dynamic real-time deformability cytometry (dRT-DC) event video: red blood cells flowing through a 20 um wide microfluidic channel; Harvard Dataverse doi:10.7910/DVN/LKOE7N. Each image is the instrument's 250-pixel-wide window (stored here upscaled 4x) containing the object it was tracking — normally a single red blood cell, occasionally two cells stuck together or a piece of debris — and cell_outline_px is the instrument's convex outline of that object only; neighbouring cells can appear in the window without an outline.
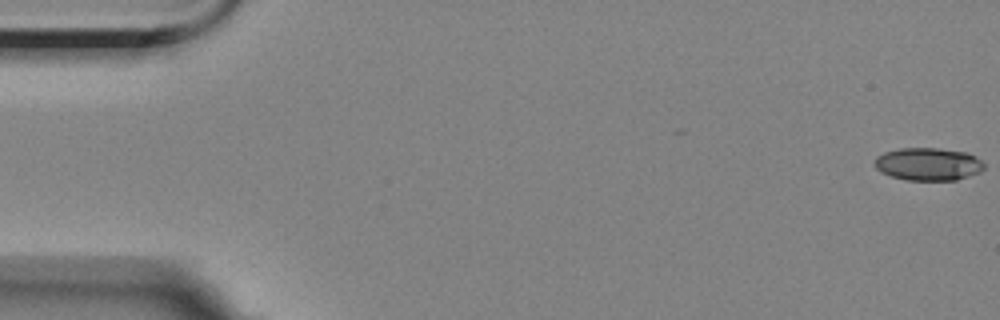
{"species": "Egyptian fruit bat (a non-hibernating species)", "species_latin": "Rousettus aegyptiacus", "temperature_condition": "room temperature", "stored_images_in_passage": 45, "camera_frame_rate_fps": 3000, "um_per_image_px": 0.085, "animal": {"sex": "female"}, "frame": {"image": 1, "passage_image": 1, "time_ms": 0.0, "image_size_px": [1000, 320], "cell_outline_px": [[984, 168], [980, 172], [956, 180], [908, 180], [892, 176], [880, 172], [872, 164], [872, 160], [876, 156], [884, 152], [900, 148], [940, 148], [968, 152], [976, 156], [984, 164]], "centroid_in_image_um": [78.87, 13.94], "position_along_channel_um": 6.1, "area_um2": 21.15}}
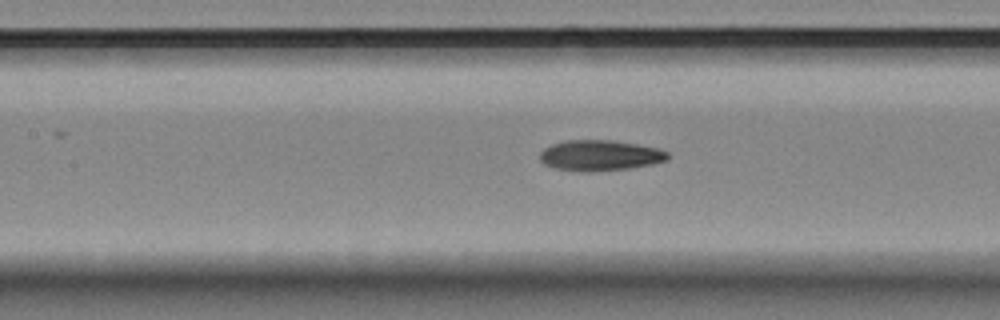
{"frame": {"image": 2, "passage_image": 25, "time_ms": 8.0, "image_size_px": [1000, 320], "cell_outline_px": [[668, 160], [652, 164], [632, 168], [592, 172], [580, 172], [552, 168], [544, 164], [540, 160], [540, 152], [544, 148], [552, 144], [564, 140], [612, 140], [636, 144], [656, 148], [668, 152]], "centroid_in_image_um": [50.96, 13.22], "position_along_channel_um": 156.4, "area_um2": 23.06}}
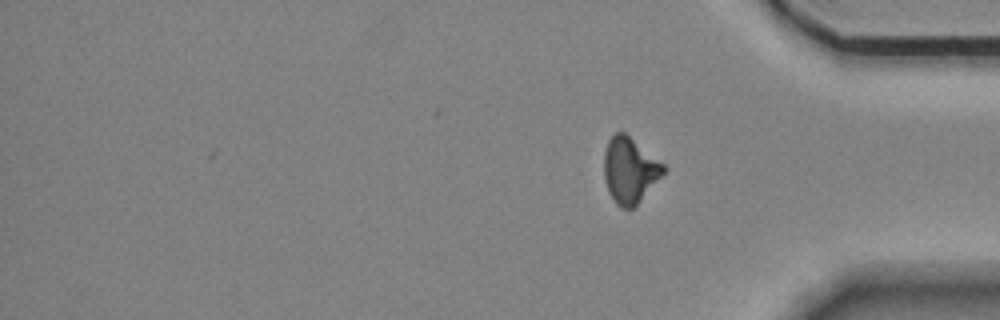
{"frame": {"image": 3, "passage_image": 45, "time_ms": 14.667, "image_size_px": [1000, 320], "cell_outline_px": [[664, 172], [640, 200], [632, 208], [620, 208], [616, 204], [608, 192], [604, 180], [604, 152], [608, 140], [616, 132], [624, 132], [664, 164]], "centroid_in_image_um": [53.48, 14.46], "position_along_channel_um": 381.7, "area_um2": 22.37}, "authors_computed_cell_mechanics": {"area_um2": 22.4842, "velocity_mm_per_s": 3.5267, "shape_relaxation_time_tau1_ms": 7.0315, "shape_relaxation_time_tau2_ms": 5.9378, "deformation_change_tau1": 0.1894, "deformation_change_tau2": 0.138}}